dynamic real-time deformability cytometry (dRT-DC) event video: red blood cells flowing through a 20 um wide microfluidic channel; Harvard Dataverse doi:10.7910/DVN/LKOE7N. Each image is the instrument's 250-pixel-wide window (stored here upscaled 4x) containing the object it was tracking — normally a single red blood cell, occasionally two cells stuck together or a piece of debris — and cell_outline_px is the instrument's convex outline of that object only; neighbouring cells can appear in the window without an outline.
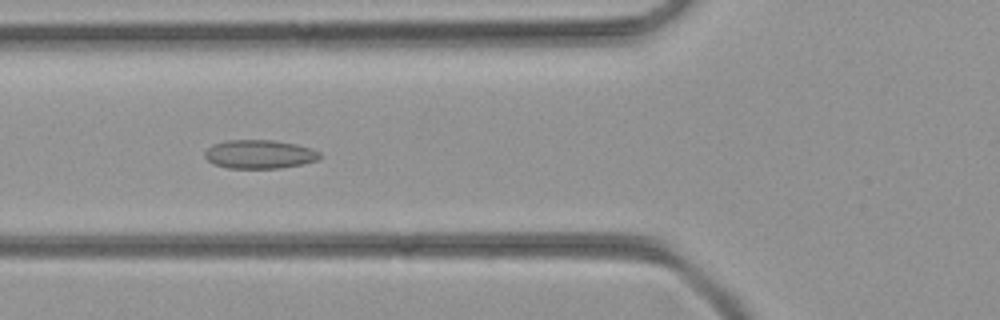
{"species": "common noctule bat (a hibernating species)", "species_latin": "Nyctalus noctula", "temperature_condition": "room temperature", "stored_images_in_passage": 34, "camera_frame_rate_fps": 3000, "um_per_image_px": 0.085, "animal": {"sex": "female", "body_mass_g": 21.9}, "frame": {"image": 1, "passage_image": 4, "time_ms": 1.0, "image_size_px": [1000, 320], "cell_outline_px": [[320, 156], [316, 160], [300, 164], [280, 168], [228, 168], [212, 164], [204, 156], [204, 152], [212, 144], [228, 140], [276, 140], [296, 144], [312, 148], [320, 152]], "centroid_in_image_um": [22.02, 13.1], "position_along_channel_um": 103.8, "area_um2": 19.25}}
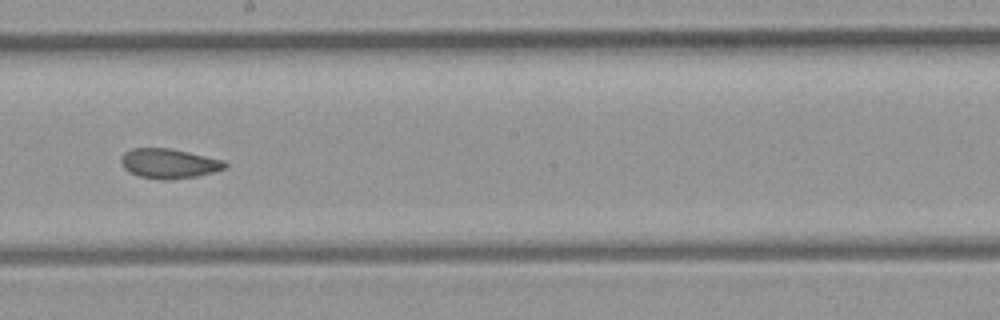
{"frame": {"image": 2, "passage_image": 13, "time_ms": 4.0, "image_size_px": [1000, 320], "cell_outline_px": [[228, 168], [196, 176], [168, 180], [160, 180], [140, 176], [128, 172], [124, 168], [120, 160], [124, 152], [132, 148], [172, 148], [224, 160], [228, 164]], "centroid_in_image_um": [14.37, 13.89], "position_along_channel_um": 233.8, "area_um2": 18.15}}
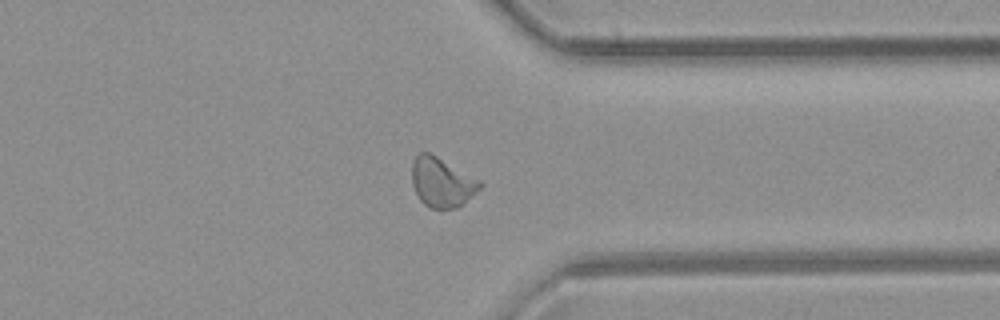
{"frame": {"image": 3, "passage_image": 23, "time_ms": 7.333, "image_size_px": [1000, 320], "cell_outline_px": [[484, 184], [464, 204], [456, 208], [428, 208], [420, 200], [412, 184], [412, 160], [420, 152], [428, 152], [436, 156], [480, 180]], "centroid_in_image_um": [37.55, 15.51], "position_along_channel_um": 373.9, "area_um2": 19.54}}